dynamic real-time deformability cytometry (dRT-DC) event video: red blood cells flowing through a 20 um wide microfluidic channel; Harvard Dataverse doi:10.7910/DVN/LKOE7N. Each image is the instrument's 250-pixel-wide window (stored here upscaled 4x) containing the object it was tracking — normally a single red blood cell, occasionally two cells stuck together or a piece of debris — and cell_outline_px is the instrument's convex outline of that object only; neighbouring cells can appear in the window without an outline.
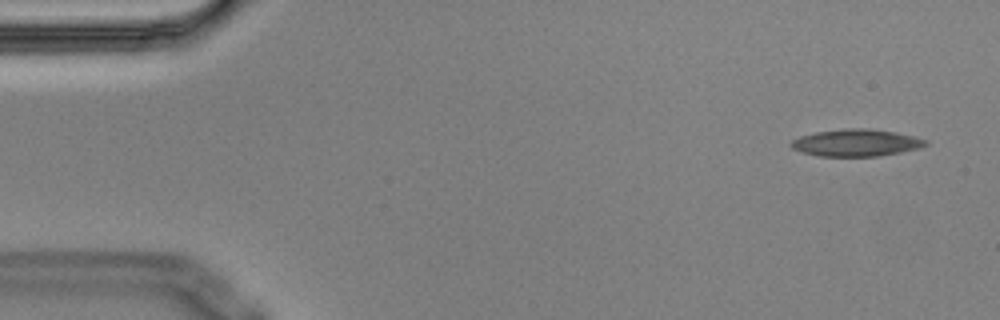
{"species": "Egyptian fruit bat (a non-hibernating species)", "species_latin": "Rousettus aegyptiacus", "temperature_condition": "cold", "stored_images_in_passage": 4, "camera_frame_rate_fps": 3000, "um_per_image_px": 0.085, "animal": {"sex": "male"}, "frame": {"image": 1, "passage_image": 1, "time_ms": 0.0, "image_size_px": [1000, 320], "cell_outline_px": [[928, 144], [920, 148], [900, 152], [876, 156], [820, 156], [800, 152], [792, 148], [788, 144], [792, 140], [800, 136], [816, 132], [848, 128], [868, 128], [896, 132], [928, 140]], "centroid_in_image_um": [72.76, 12.13], "position_along_channel_um": 12.2, "area_um2": 21.21}}